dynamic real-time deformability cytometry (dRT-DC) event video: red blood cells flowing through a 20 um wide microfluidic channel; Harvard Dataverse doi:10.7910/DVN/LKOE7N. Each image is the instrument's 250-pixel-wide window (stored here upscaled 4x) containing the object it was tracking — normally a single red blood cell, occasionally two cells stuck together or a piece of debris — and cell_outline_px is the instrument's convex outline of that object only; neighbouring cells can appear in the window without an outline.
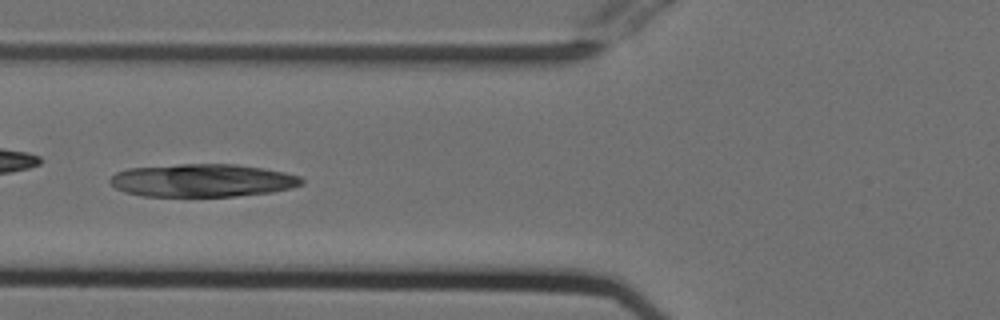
{"species": "Egyptian fruit bat (a non-hibernating species)", "species_latin": "Rousettus aegyptiacus", "temperature_condition": "cold", "stored_images_in_passage": 32, "camera_frame_rate_fps": 3000, "um_per_image_px": 0.085, "animal": {"sex": "female"}, "frame": {"image": 1, "passage_image": 10, "time_ms": 3.0, "image_size_px": [1000, 320], "cell_outline_px": [[304, 184], [292, 188], [272, 192], [236, 196], [144, 196], [124, 192], [116, 188], [108, 180], [116, 172], [128, 168], [180, 164], [236, 164], [284, 172], [300, 176], [304, 180]], "centroid_in_image_um": [17.22, 15.34], "position_along_channel_um": 108.6, "area_um2": 36.82}}
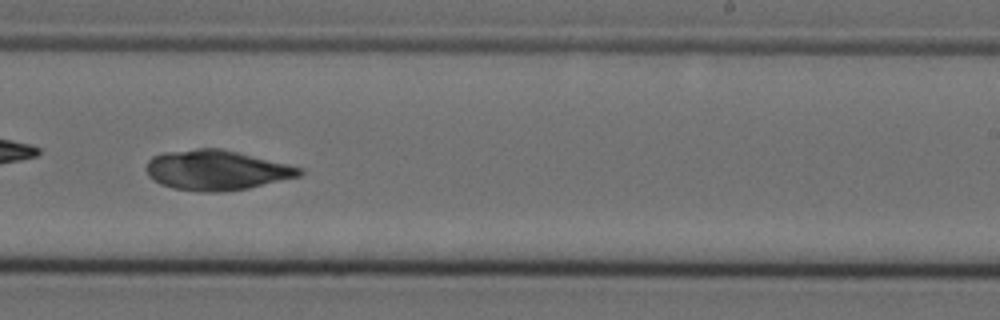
{"frame": {"image": 2, "passage_image": 23, "time_ms": 7.333, "image_size_px": [1000, 320], "cell_outline_px": [[304, 172], [300, 176], [248, 188], [224, 192], [200, 192], [172, 188], [160, 184], [148, 176], [144, 168], [148, 160], [152, 156], [164, 152], [196, 148], [220, 148], [288, 164], [304, 168]], "centroid_in_image_um": [18.37, 14.46], "position_along_channel_um": 270.6, "area_um2": 35.95}}